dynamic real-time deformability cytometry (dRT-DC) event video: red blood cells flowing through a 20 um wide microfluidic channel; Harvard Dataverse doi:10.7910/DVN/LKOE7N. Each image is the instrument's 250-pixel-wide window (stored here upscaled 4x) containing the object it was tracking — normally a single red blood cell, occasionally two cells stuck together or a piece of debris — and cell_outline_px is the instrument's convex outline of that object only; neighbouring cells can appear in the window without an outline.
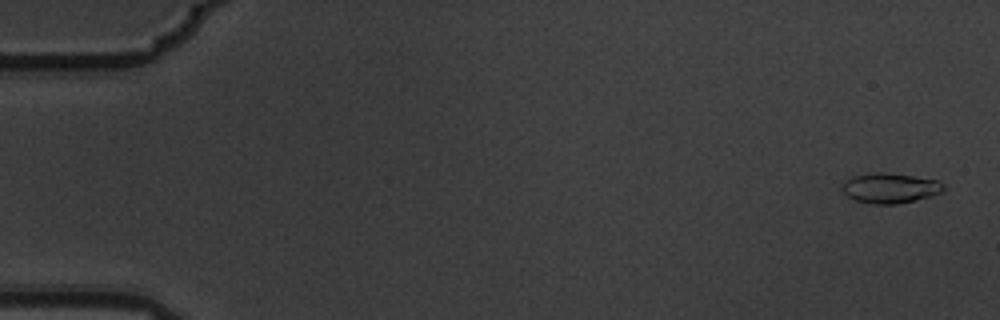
{"species": "common noctule bat (a hibernating species)", "species_latin": "Nyctalus noctula", "temperature_condition": "warm", "stored_images_in_passage": 5, "segment_of_instrument_passage": [2, 2], "camera_frame_rate_fps": 3000, "um_per_image_px": 0.085, "animal": {"sex": "male", "body_mass_g": 19.5, "forearm_length_mm": 54.6}, "frame": {"image": 1, "passage_image": 5, "time_ms": 1.333, "image_size_px": [1000, 320], "cell_outline_px": [[944, 192], [932, 196], [896, 204], [872, 204], [856, 200], [848, 196], [840, 188], [844, 180], [852, 176], [872, 172], [880, 172], [912, 176], [940, 180], [944, 184]], "centroid_in_image_um": [75.66, 15.98], "position_along_channel_um": 9.3, "area_um2": 17.92}}